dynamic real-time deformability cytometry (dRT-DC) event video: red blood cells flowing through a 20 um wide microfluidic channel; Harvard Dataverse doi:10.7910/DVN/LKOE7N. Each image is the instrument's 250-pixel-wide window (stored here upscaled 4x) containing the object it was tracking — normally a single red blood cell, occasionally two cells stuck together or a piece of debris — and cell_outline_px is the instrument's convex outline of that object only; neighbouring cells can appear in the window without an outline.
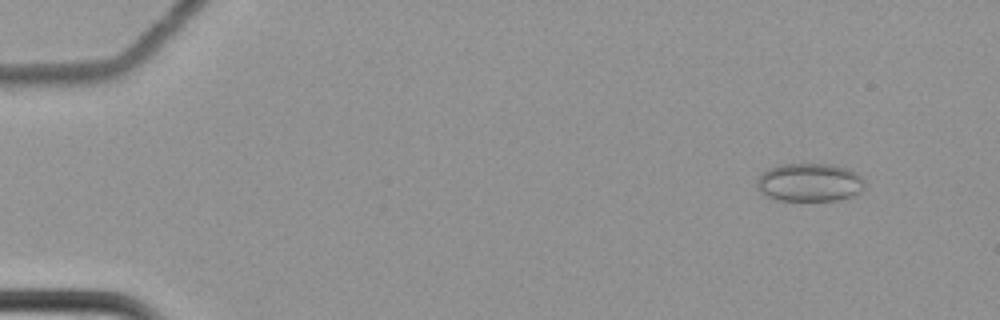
{"species": "common noctule bat (a hibernating species)", "species_latin": "Nyctalus noctula", "temperature_condition": "cold", "stored_images_in_passage": 62, "camera_frame_rate_fps": 3000, "um_per_image_px": 0.085, "animal": {"sex": "female", "body_mass_g": 22.7, "forearm_length_mm": 54.2}, "frame": {"image": 1, "passage_image": 7, "time_ms": 2.0, "image_size_px": [1000, 320], "cell_outline_px": [[864, 188], [860, 192], [852, 196], [836, 200], [776, 200], [764, 196], [756, 188], [756, 180], [768, 168], [780, 164], [832, 164], [848, 168], [856, 172], [864, 180]], "centroid_in_image_um": [68.79, 15.5], "position_along_channel_um": 16.2, "area_um2": 24.28}}
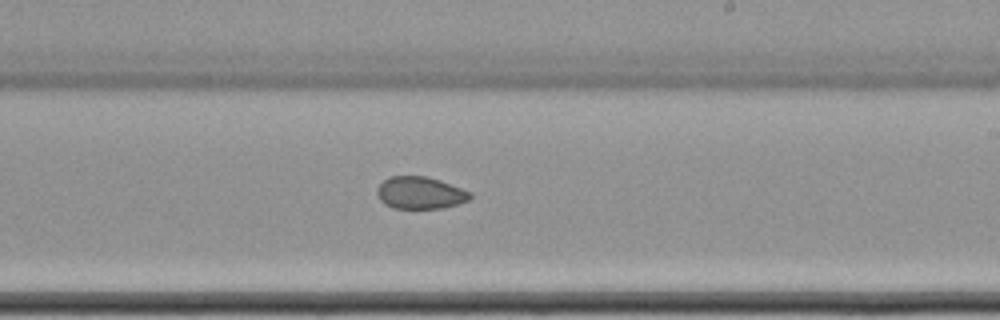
{"frame": {"image": 2, "passage_image": 39, "time_ms": 12.667, "image_size_px": [1000, 320], "cell_outline_px": [[472, 196], [468, 200], [444, 208], [392, 208], [384, 204], [380, 200], [376, 192], [376, 188], [388, 176], [424, 176], [440, 180], [472, 192]], "centroid_in_image_um": [35.69, 16.39], "position_along_channel_um": 253.3, "area_um2": 17.51}}
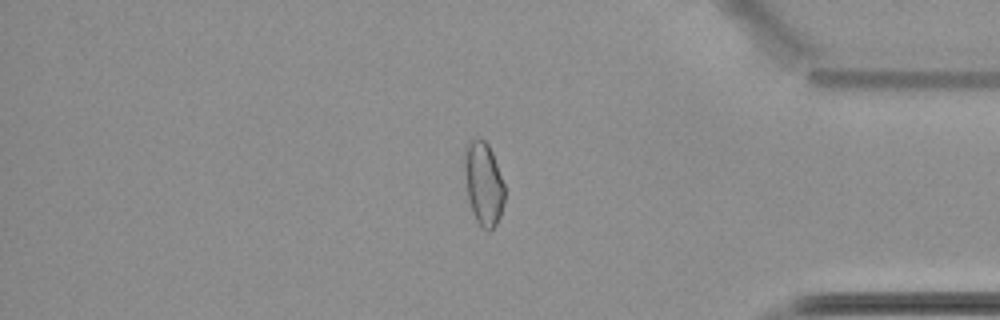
{"frame": {"image": 3, "passage_image": 53, "time_ms": 17.333, "image_size_px": [1000, 320], "cell_outline_px": [[504, 204], [500, 216], [496, 224], [488, 232], [476, 220], [468, 196], [464, 168], [464, 148], [468, 140], [484, 140], [488, 144], [492, 152], [504, 184]], "centroid_in_image_um": [41.1, 15.58], "position_along_channel_um": 394.1, "area_um2": 19.19}, "authors_computed_cell_mechanics": {"area_um2": 19.4208, "velocity_mm_per_s": 3.5015, "shape_relaxation_time_tau1_ms": null, "shape_relaxation_time_tau2_ms": 7.1737, "deformation_change_tau1": null, "deformation_change_tau2": 0.0803}}